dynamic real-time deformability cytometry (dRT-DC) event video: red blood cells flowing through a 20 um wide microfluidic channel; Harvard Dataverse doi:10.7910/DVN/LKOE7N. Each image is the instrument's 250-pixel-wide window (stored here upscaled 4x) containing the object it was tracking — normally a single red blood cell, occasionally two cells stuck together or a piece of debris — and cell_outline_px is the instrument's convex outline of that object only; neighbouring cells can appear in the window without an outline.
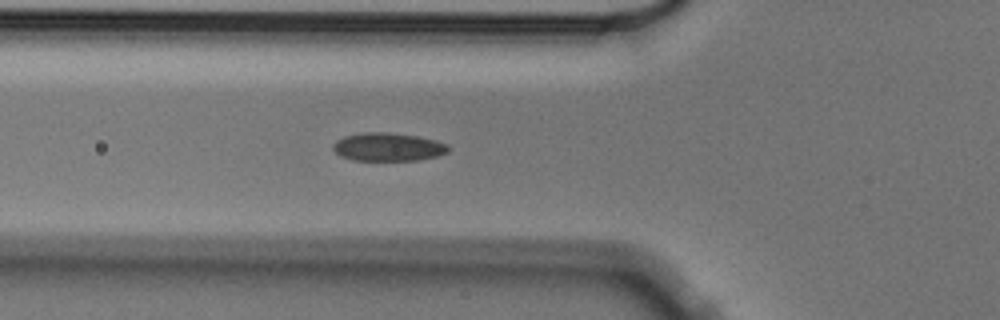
{"species": "Egyptian fruit bat (a non-hibernating species)", "species_latin": "Rousettus aegyptiacus", "temperature_condition": "cold", "stored_images_in_passage": 5, "camera_frame_rate_fps": 3000, "um_per_image_px": 0.085, "animal": {"sex": "male"}, "frame": {"image": 1, "passage_image": 5, "time_ms": 1.333, "image_size_px": [1000, 320], "cell_outline_px": [[448, 152], [436, 156], [420, 160], [352, 160], [340, 156], [332, 148], [332, 144], [336, 140], [344, 136], [360, 132], [388, 132], [416, 136], [436, 140], [448, 144]], "centroid_in_image_um": [32.95, 12.48], "position_along_channel_um": 92.8, "area_um2": 19.07}}